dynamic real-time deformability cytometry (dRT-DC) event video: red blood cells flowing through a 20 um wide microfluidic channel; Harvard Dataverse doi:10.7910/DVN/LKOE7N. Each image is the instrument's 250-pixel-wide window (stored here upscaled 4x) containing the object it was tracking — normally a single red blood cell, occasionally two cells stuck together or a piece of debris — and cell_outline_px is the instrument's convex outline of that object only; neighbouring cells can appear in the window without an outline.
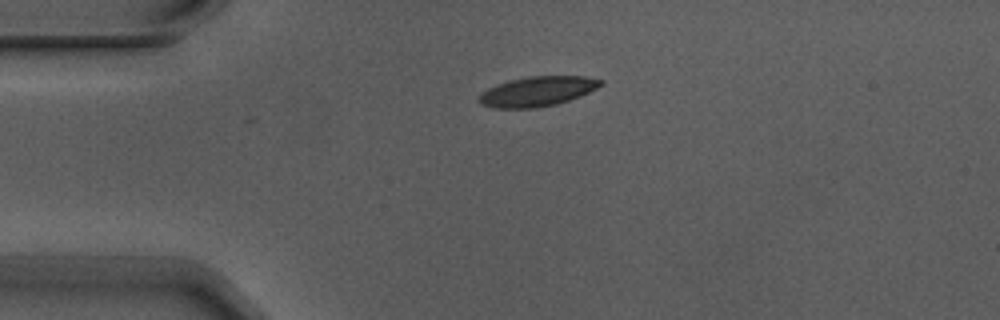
{"species": "Egyptian fruit bat (a non-hibernating species)", "species_latin": "Rousettus aegyptiacus", "temperature_condition": "warm", "stored_images_in_passage": 3, "camera_frame_rate_fps": 3000, "um_per_image_px": 0.085, "animal": {"sex": "male"}, "frame": {"image": 1, "passage_image": 1, "time_ms": 0.0, "image_size_px": [1000, 320], "cell_outline_px": [[604, 84], [580, 96], [556, 104], [536, 108], [496, 108], [480, 104], [476, 100], [476, 96], [480, 92], [496, 84], [528, 76], [584, 76], [604, 80]], "centroid_in_image_um": [45.63, 7.77], "position_along_channel_um": 39.4, "area_um2": 21.27}}